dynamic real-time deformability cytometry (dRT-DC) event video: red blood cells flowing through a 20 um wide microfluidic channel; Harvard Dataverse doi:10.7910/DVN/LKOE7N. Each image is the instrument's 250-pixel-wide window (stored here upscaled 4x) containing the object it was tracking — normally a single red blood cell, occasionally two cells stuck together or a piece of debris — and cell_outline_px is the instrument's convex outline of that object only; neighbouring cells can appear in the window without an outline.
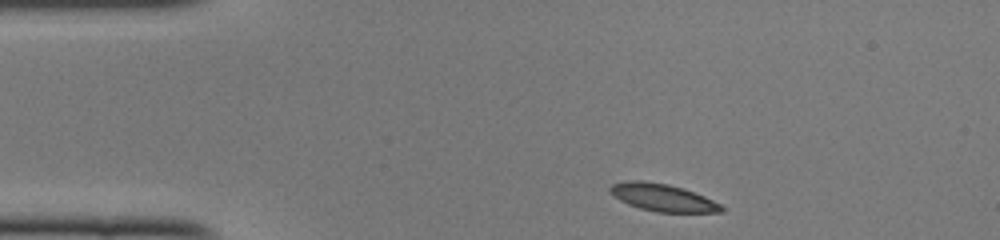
{"species": "common noctule bat (a hibernating species)", "species_latin": "Nyctalus noctula", "temperature_condition": "cold", "stored_images_in_passage": 42, "camera_frame_rate_fps": 3000, "um_per_image_px": 0.085, "animal": {"sex": "female", "body_mass_g": 22.0, "forearm_length_mm": 56.7}, "frame": {"image": 1, "passage_image": 1, "time_ms": 0.0, "image_size_px": [1000, 240], "cell_outline_px": [[724, 208], [720, 212], [656, 212], [640, 208], [628, 204], [620, 200], [608, 192], [608, 188], [612, 184], [628, 180], [644, 180], [668, 184], [684, 188], [704, 196], [720, 204]], "centroid_in_image_um": [56.28, 16.78], "position_along_channel_um": 28.7, "area_um2": 17.8}}
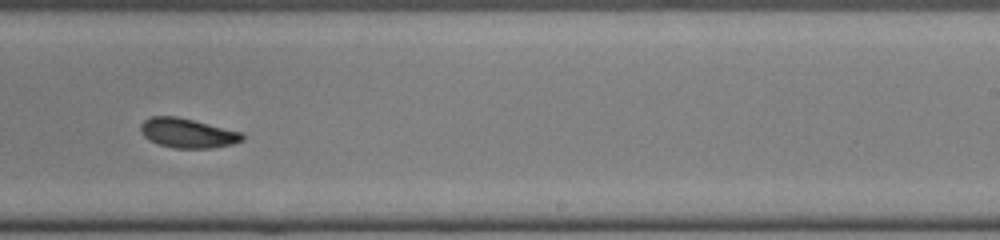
{"frame": {"image": 2, "passage_image": 23, "time_ms": 7.333, "image_size_px": [1000, 240], "cell_outline_px": [[244, 140], [232, 144], [212, 148], [172, 148], [160, 144], [144, 136], [140, 128], [140, 124], [144, 120], [152, 116], [176, 116], [244, 132]], "centroid_in_image_um": [15.98, 11.31], "position_along_channel_um": 273.0, "area_um2": 17.46}}
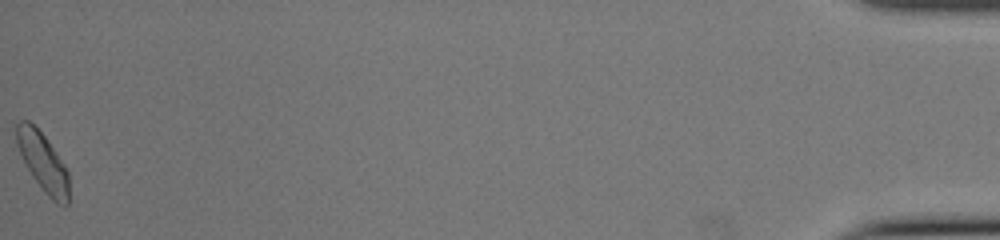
{"frame": {"image": 3, "passage_image": 42, "time_ms": 13.667, "image_size_px": [1000, 240], "cell_outline_px": [[68, 204], [56, 204], [44, 192], [32, 176], [16, 144], [16, 124], [20, 120], [28, 120], [44, 136], [64, 164], [68, 172]], "centroid_in_image_um": [3.64, 13.78], "position_along_channel_um": 431.6, "area_um2": 17.51}, "authors_computed_cell_mechanics": {"area_um2": 17.7446, "velocity_mm_per_s": 4.0615, "shape_relaxation_time_tau1_ms": 3.0984, "shape_relaxation_time_tau2_ms": 2.6623, "deformation_change_tau1": 0.112, "deformation_change_tau2": 0.071}}